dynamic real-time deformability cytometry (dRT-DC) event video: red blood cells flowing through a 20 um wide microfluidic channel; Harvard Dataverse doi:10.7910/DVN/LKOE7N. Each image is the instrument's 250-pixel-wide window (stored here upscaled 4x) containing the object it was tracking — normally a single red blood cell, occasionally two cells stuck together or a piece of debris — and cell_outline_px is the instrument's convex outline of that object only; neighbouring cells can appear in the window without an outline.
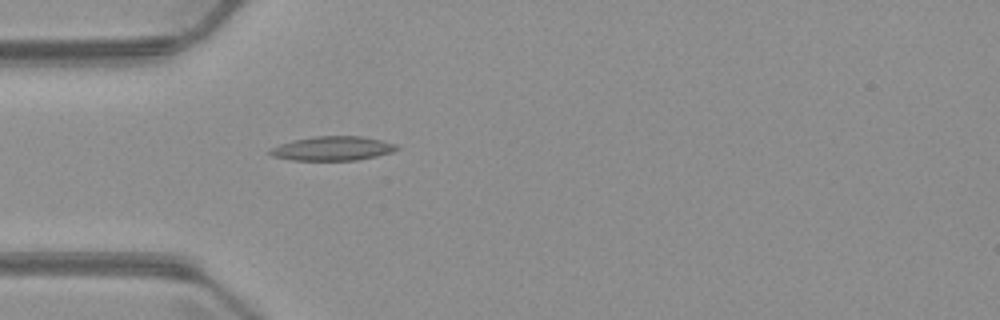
{"species": "common noctule bat (a hibernating species)", "species_latin": "Nyctalus noctula", "temperature_condition": "warm", "stored_images_in_passage": 4, "camera_frame_rate_fps": 3000, "um_per_image_px": 0.085, "animal": {"sex": "male", "body_mass_g": 23.1, "forearm_length_mm": 52.7}, "frame": {"image": 1, "passage_image": 4, "time_ms": 3.667, "image_size_px": [1000, 320], "cell_outline_px": [[400, 148], [392, 152], [376, 156], [356, 160], [292, 160], [272, 156], [268, 152], [272, 148], [280, 144], [292, 140], [316, 136], [360, 136], [380, 140], [396, 144]], "centroid_in_image_um": [28.27, 12.62], "position_along_channel_um": 56.7, "area_um2": 17.74}}